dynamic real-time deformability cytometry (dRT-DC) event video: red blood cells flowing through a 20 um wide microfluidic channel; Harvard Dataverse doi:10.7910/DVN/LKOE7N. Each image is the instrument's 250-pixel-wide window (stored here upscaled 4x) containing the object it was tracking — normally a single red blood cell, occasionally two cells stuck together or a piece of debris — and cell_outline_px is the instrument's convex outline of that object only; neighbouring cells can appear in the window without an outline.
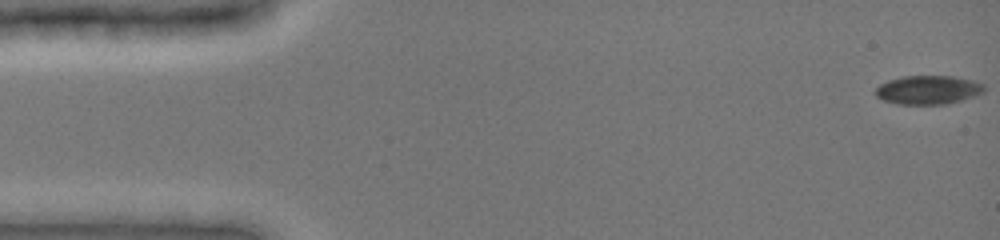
{"species": "common noctule bat (a hibernating species)", "species_latin": "Nyctalus noctula", "temperature_condition": "cold", "stored_images_in_passage": 49, "camera_frame_rate_fps": 3000, "um_per_image_px": 0.085, "animal": {"sex": "female", "body_mass_g": 19.0, "forearm_length_mm": 51.5}, "frame": {"image": 1, "passage_image": 1, "time_ms": 0.0, "image_size_px": [1000, 240], "cell_outline_px": [[984, 92], [948, 104], [900, 104], [884, 100], [876, 96], [872, 92], [880, 84], [888, 80], [904, 76], [952, 76], [972, 80], [984, 84]], "centroid_in_image_um": [78.86, 7.63], "position_along_channel_um": 6.1, "area_um2": 18.15}}
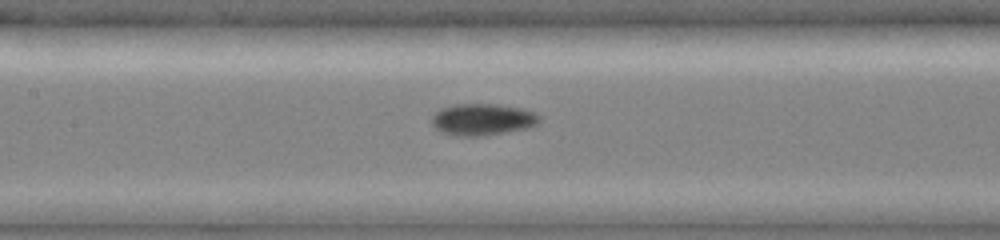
{"frame": {"image": 2, "passage_image": 23, "time_ms": 7.333, "image_size_px": [1000, 240], "cell_outline_px": [[540, 120], [536, 124], [528, 128], [484, 136], [456, 136], [440, 132], [432, 124], [432, 116], [440, 108], [456, 104], [500, 104], [524, 108], [540, 116]], "centroid_in_image_um": [41.01, 10.15], "position_along_channel_um": 166.4, "area_um2": 20.06}}
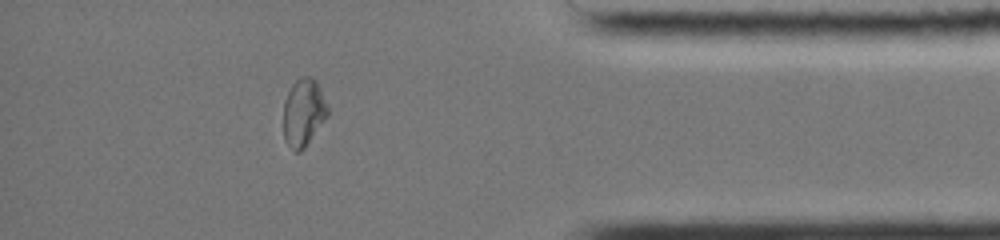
{"frame": {"image": 3, "passage_image": 43, "time_ms": 14.0, "image_size_px": [1000, 240], "cell_outline_px": [[328, 116], [304, 148], [300, 152], [296, 152], [284, 140], [284, 100], [292, 84], [300, 76], [312, 76], [316, 80], [320, 88], [328, 108]], "centroid_in_image_um": [25.8, 9.54], "position_along_channel_um": 409.4, "area_um2": 17.4}, "authors_computed_cell_mechanics": {"area_um2": 18.3226, "velocity_mm_per_s": 3.9166, "shape_relaxation_time_tau1_ms": null, "shape_relaxation_time_tau2_ms": 6.1637, "deformation_change_tau1": null, "deformation_change_tau2": 0.0771}}